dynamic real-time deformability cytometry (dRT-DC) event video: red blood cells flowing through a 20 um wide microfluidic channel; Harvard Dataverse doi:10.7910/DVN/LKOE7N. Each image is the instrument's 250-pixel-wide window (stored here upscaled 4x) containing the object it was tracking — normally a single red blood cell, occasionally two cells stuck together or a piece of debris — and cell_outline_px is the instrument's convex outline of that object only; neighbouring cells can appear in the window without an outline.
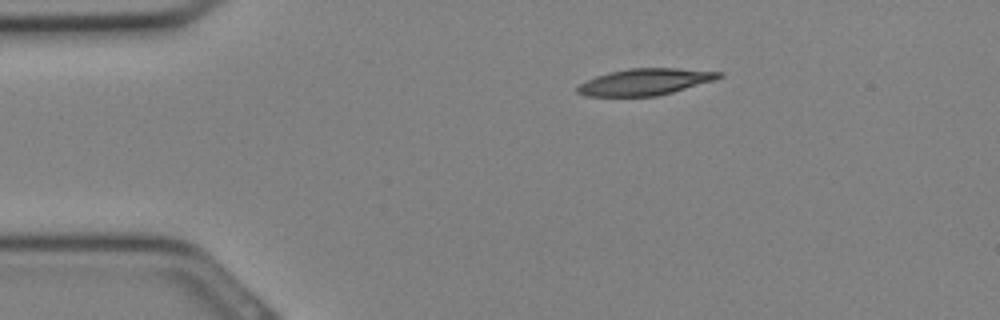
{"species": "Egyptian fruit bat (a non-hibernating species)", "species_latin": "Rousettus aegyptiacus", "temperature_condition": "cold", "stored_images_in_passage": 18, "camera_frame_rate_fps": 3000, "um_per_image_px": 0.085, "animal": {"sex": "female"}, "frame": {"image": 1, "passage_image": 1, "time_ms": 0.0, "image_size_px": [1000, 320], "cell_outline_px": [[724, 76], [716, 80], [672, 92], [656, 96], [588, 96], [576, 92], [576, 88], [580, 84], [596, 76], [608, 72], [628, 68], [676, 68], [724, 72]], "centroid_in_image_um": [54.87, 6.95], "position_along_channel_um": 30.1, "area_um2": 21.91}}
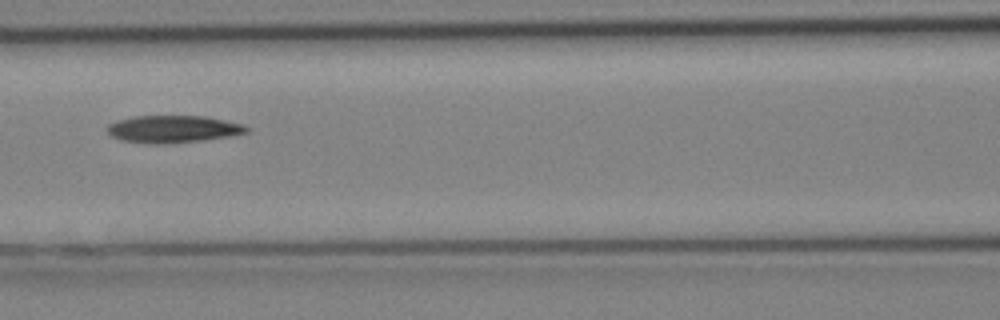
{"frame": {"image": 2, "passage_image": 9, "time_ms": 2.667, "image_size_px": [1000, 320], "cell_outline_px": [[252, 128], [248, 132], [228, 136], [204, 140], [164, 144], [148, 144], [120, 140], [112, 136], [104, 128], [108, 124], [116, 120], [136, 116], [204, 116], [244, 124]], "centroid_in_image_um": [14.69, 10.97], "position_along_channel_um": 151.9, "area_um2": 22.37}}
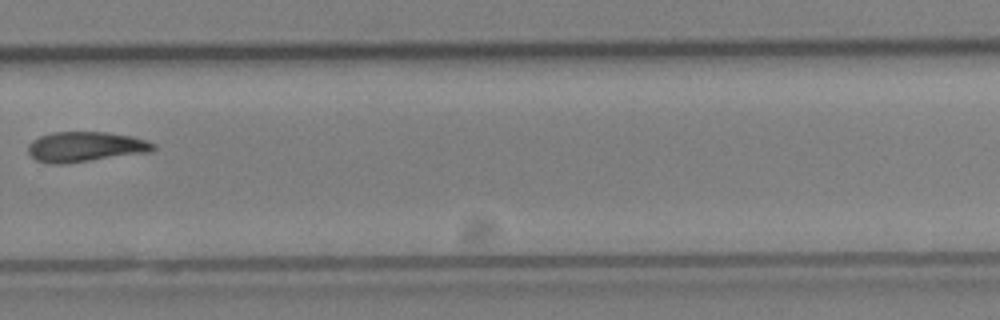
{"frame": {"image": 3, "passage_image": 17, "time_ms": 5.333, "image_size_px": [1000, 320], "cell_outline_px": [[156, 148], [152, 152], [64, 164], [44, 164], [36, 160], [28, 152], [28, 144], [32, 140], [40, 136], [52, 132], [104, 132], [132, 136], [156, 144]], "centroid_in_image_um": [7.25, 12.49], "position_along_channel_um": 322.6, "area_um2": 22.2}}